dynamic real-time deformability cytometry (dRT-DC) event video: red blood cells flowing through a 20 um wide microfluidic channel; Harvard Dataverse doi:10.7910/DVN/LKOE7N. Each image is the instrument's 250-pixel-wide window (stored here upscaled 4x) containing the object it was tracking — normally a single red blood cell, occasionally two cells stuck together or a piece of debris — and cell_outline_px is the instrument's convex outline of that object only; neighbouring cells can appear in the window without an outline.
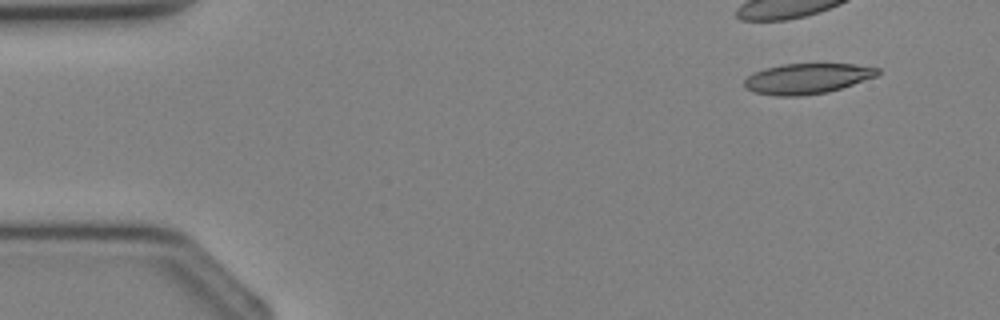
{"species": "Egyptian fruit bat (a non-hibernating species)", "species_latin": "Rousettus aegyptiacus", "temperature_condition": "cold", "stored_images_in_passage": 11, "camera_frame_rate_fps": 3000, "um_per_image_px": 0.085, "animal": {"sex": "female"}, "frame": {"image": 1, "passage_image": 1, "time_ms": 0.0, "image_size_px": [1000, 320], "cell_outline_px": [[880, 72], [876, 76], [828, 92], [800, 96], [776, 96], [752, 92], [744, 88], [744, 80], [748, 76], [764, 68], [784, 64], [852, 64], [880, 68]], "centroid_in_image_um": [68.57, 6.68], "position_along_channel_um": 16.4, "area_um2": 23.52}}